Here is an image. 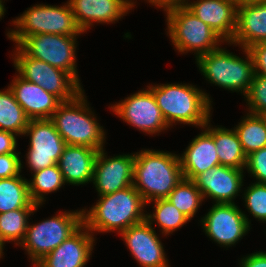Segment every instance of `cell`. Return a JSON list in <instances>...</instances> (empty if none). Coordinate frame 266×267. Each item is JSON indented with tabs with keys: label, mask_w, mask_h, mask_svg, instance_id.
<instances>
[{
	"label": "cell",
	"mask_w": 266,
	"mask_h": 267,
	"mask_svg": "<svg viewBox=\"0 0 266 267\" xmlns=\"http://www.w3.org/2000/svg\"><path fill=\"white\" fill-rule=\"evenodd\" d=\"M89 210H83V224L93 235L95 232L122 233L132 225L146 220V202L140 193L129 186L112 194L99 196Z\"/></svg>",
	"instance_id": "cell-1"
},
{
	"label": "cell",
	"mask_w": 266,
	"mask_h": 267,
	"mask_svg": "<svg viewBox=\"0 0 266 267\" xmlns=\"http://www.w3.org/2000/svg\"><path fill=\"white\" fill-rule=\"evenodd\" d=\"M182 179L179 155L154 149L135 153L133 186L146 204L167 198Z\"/></svg>",
	"instance_id": "cell-2"
},
{
	"label": "cell",
	"mask_w": 266,
	"mask_h": 267,
	"mask_svg": "<svg viewBox=\"0 0 266 267\" xmlns=\"http://www.w3.org/2000/svg\"><path fill=\"white\" fill-rule=\"evenodd\" d=\"M153 93L161 114L170 127L183 123L201 129L211 120L212 102L204 90L193 84L167 83L147 86Z\"/></svg>",
	"instance_id": "cell-3"
},
{
	"label": "cell",
	"mask_w": 266,
	"mask_h": 267,
	"mask_svg": "<svg viewBox=\"0 0 266 267\" xmlns=\"http://www.w3.org/2000/svg\"><path fill=\"white\" fill-rule=\"evenodd\" d=\"M86 99L83 90L72 100L61 102L50 120L67 145L101 150L106 133Z\"/></svg>",
	"instance_id": "cell-4"
},
{
	"label": "cell",
	"mask_w": 266,
	"mask_h": 267,
	"mask_svg": "<svg viewBox=\"0 0 266 267\" xmlns=\"http://www.w3.org/2000/svg\"><path fill=\"white\" fill-rule=\"evenodd\" d=\"M167 21V35L175 49L183 53L194 52L197 59L216 50L225 41L206 23L196 17L183 4H174L163 9Z\"/></svg>",
	"instance_id": "cell-5"
},
{
	"label": "cell",
	"mask_w": 266,
	"mask_h": 267,
	"mask_svg": "<svg viewBox=\"0 0 266 267\" xmlns=\"http://www.w3.org/2000/svg\"><path fill=\"white\" fill-rule=\"evenodd\" d=\"M221 46L196 60L204 78L215 86L232 92L247 94L254 77V63L248 49L241 48L246 58H240Z\"/></svg>",
	"instance_id": "cell-6"
},
{
	"label": "cell",
	"mask_w": 266,
	"mask_h": 267,
	"mask_svg": "<svg viewBox=\"0 0 266 267\" xmlns=\"http://www.w3.org/2000/svg\"><path fill=\"white\" fill-rule=\"evenodd\" d=\"M15 29L6 34L18 45L25 37L37 34H58L78 36L83 31L76 23L71 7L67 3L62 6L38 4L23 12L12 20Z\"/></svg>",
	"instance_id": "cell-7"
},
{
	"label": "cell",
	"mask_w": 266,
	"mask_h": 267,
	"mask_svg": "<svg viewBox=\"0 0 266 267\" xmlns=\"http://www.w3.org/2000/svg\"><path fill=\"white\" fill-rule=\"evenodd\" d=\"M83 224V210L59 212L49 219L27 225L20 247L27 251L33 267L47 254L57 248L65 239Z\"/></svg>",
	"instance_id": "cell-8"
},
{
	"label": "cell",
	"mask_w": 266,
	"mask_h": 267,
	"mask_svg": "<svg viewBox=\"0 0 266 267\" xmlns=\"http://www.w3.org/2000/svg\"><path fill=\"white\" fill-rule=\"evenodd\" d=\"M14 67L20 77L40 85L48 93L55 95L61 102L72 100L83 86L70 73L51 66L50 64L26 55L15 46Z\"/></svg>",
	"instance_id": "cell-9"
},
{
	"label": "cell",
	"mask_w": 266,
	"mask_h": 267,
	"mask_svg": "<svg viewBox=\"0 0 266 267\" xmlns=\"http://www.w3.org/2000/svg\"><path fill=\"white\" fill-rule=\"evenodd\" d=\"M76 40L77 36L37 34L25 37L17 46L26 55L70 73L79 82Z\"/></svg>",
	"instance_id": "cell-10"
},
{
	"label": "cell",
	"mask_w": 266,
	"mask_h": 267,
	"mask_svg": "<svg viewBox=\"0 0 266 267\" xmlns=\"http://www.w3.org/2000/svg\"><path fill=\"white\" fill-rule=\"evenodd\" d=\"M203 232L221 247H232L250 230V220L234 204L216 203L200 220Z\"/></svg>",
	"instance_id": "cell-11"
},
{
	"label": "cell",
	"mask_w": 266,
	"mask_h": 267,
	"mask_svg": "<svg viewBox=\"0 0 266 267\" xmlns=\"http://www.w3.org/2000/svg\"><path fill=\"white\" fill-rule=\"evenodd\" d=\"M23 135L30 137L26 164L33 172L56 165L67 145L50 119L30 120Z\"/></svg>",
	"instance_id": "cell-12"
},
{
	"label": "cell",
	"mask_w": 266,
	"mask_h": 267,
	"mask_svg": "<svg viewBox=\"0 0 266 267\" xmlns=\"http://www.w3.org/2000/svg\"><path fill=\"white\" fill-rule=\"evenodd\" d=\"M110 106L123 122L145 134H158L170 128L164 120L152 91L147 87Z\"/></svg>",
	"instance_id": "cell-13"
},
{
	"label": "cell",
	"mask_w": 266,
	"mask_h": 267,
	"mask_svg": "<svg viewBox=\"0 0 266 267\" xmlns=\"http://www.w3.org/2000/svg\"><path fill=\"white\" fill-rule=\"evenodd\" d=\"M105 148L97 155L92 182L98 196L112 194L133 185L135 153L107 158Z\"/></svg>",
	"instance_id": "cell-14"
},
{
	"label": "cell",
	"mask_w": 266,
	"mask_h": 267,
	"mask_svg": "<svg viewBox=\"0 0 266 267\" xmlns=\"http://www.w3.org/2000/svg\"><path fill=\"white\" fill-rule=\"evenodd\" d=\"M153 229L144 220L130 226L120 236L140 267H169L163 244Z\"/></svg>",
	"instance_id": "cell-15"
},
{
	"label": "cell",
	"mask_w": 266,
	"mask_h": 267,
	"mask_svg": "<svg viewBox=\"0 0 266 267\" xmlns=\"http://www.w3.org/2000/svg\"><path fill=\"white\" fill-rule=\"evenodd\" d=\"M243 173L244 170L219 165L197 175L192 181L204 199H213L214 204H234L243 186Z\"/></svg>",
	"instance_id": "cell-16"
},
{
	"label": "cell",
	"mask_w": 266,
	"mask_h": 267,
	"mask_svg": "<svg viewBox=\"0 0 266 267\" xmlns=\"http://www.w3.org/2000/svg\"><path fill=\"white\" fill-rule=\"evenodd\" d=\"M95 238L82 224L34 267H84L92 255Z\"/></svg>",
	"instance_id": "cell-17"
},
{
	"label": "cell",
	"mask_w": 266,
	"mask_h": 267,
	"mask_svg": "<svg viewBox=\"0 0 266 267\" xmlns=\"http://www.w3.org/2000/svg\"><path fill=\"white\" fill-rule=\"evenodd\" d=\"M68 3L83 33L95 22L116 23L135 6L134 0H68Z\"/></svg>",
	"instance_id": "cell-18"
},
{
	"label": "cell",
	"mask_w": 266,
	"mask_h": 267,
	"mask_svg": "<svg viewBox=\"0 0 266 267\" xmlns=\"http://www.w3.org/2000/svg\"><path fill=\"white\" fill-rule=\"evenodd\" d=\"M184 0L183 5L209 25L226 43L236 29L237 4L233 0Z\"/></svg>",
	"instance_id": "cell-19"
},
{
	"label": "cell",
	"mask_w": 266,
	"mask_h": 267,
	"mask_svg": "<svg viewBox=\"0 0 266 267\" xmlns=\"http://www.w3.org/2000/svg\"><path fill=\"white\" fill-rule=\"evenodd\" d=\"M9 88L30 120L50 119L61 103L55 95L19 75L14 77Z\"/></svg>",
	"instance_id": "cell-20"
},
{
	"label": "cell",
	"mask_w": 266,
	"mask_h": 267,
	"mask_svg": "<svg viewBox=\"0 0 266 267\" xmlns=\"http://www.w3.org/2000/svg\"><path fill=\"white\" fill-rule=\"evenodd\" d=\"M266 42V1L237 6L236 29L228 44L248 49Z\"/></svg>",
	"instance_id": "cell-21"
},
{
	"label": "cell",
	"mask_w": 266,
	"mask_h": 267,
	"mask_svg": "<svg viewBox=\"0 0 266 267\" xmlns=\"http://www.w3.org/2000/svg\"><path fill=\"white\" fill-rule=\"evenodd\" d=\"M98 153L99 150L87 146L66 145L57 163L65 183H91Z\"/></svg>",
	"instance_id": "cell-22"
},
{
	"label": "cell",
	"mask_w": 266,
	"mask_h": 267,
	"mask_svg": "<svg viewBox=\"0 0 266 267\" xmlns=\"http://www.w3.org/2000/svg\"><path fill=\"white\" fill-rule=\"evenodd\" d=\"M203 130L190 142L183 154L179 155L185 179L193 180L197 175L220 165L214 139Z\"/></svg>",
	"instance_id": "cell-23"
},
{
	"label": "cell",
	"mask_w": 266,
	"mask_h": 267,
	"mask_svg": "<svg viewBox=\"0 0 266 267\" xmlns=\"http://www.w3.org/2000/svg\"><path fill=\"white\" fill-rule=\"evenodd\" d=\"M210 120L203 127L214 139L219 164L244 170L247 156L234 129L210 126Z\"/></svg>",
	"instance_id": "cell-24"
},
{
	"label": "cell",
	"mask_w": 266,
	"mask_h": 267,
	"mask_svg": "<svg viewBox=\"0 0 266 267\" xmlns=\"http://www.w3.org/2000/svg\"><path fill=\"white\" fill-rule=\"evenodd\" d=\"M36 206L29 195L28 181L22 175L0 179V213Z\"/></svg>",
	"instance_id": "cell-25"
},
{
	"label": "cell",
	"mask_w": 266,
	"mask_h": 267,
	"mask_svg": "<svg viewBox=\"0 0 266 267\" xmlns=\"http://www.w3.org/2000/svg\"><path fill=\"white\" fill-rule=\"evenodd\" d=\"M233 129L246 156L266 146V116L247 113Z\"/></svg>",
	"instance_id": "cell-26"
},
{
	"label": "cell",
	"mask_w": 266,
	"mask_h": 267,
	"mask_svg": "<svg viewBox=\"0 0 266 267\" xmlns=\"http://www.w3.org/2000/svg\"><path fill=\"white\" fill-rule=\"evenodd\" d=\"M29 121L30 119L16 101L9 86L5 90H0V130L21 136L24 134Z\"/></svg>",
	"instance_id": "cell-27"
},
{
	"label": "cell",
	"mask_w": 266,
	"mask_h": 267,
	"mask_svg": "<svg viewBox=\"0 0 266 267\" xmlns=\"http://www.w3.org/2000/svg\"><path fill=\"white\" fill-rule=\"evenodd\" d=\"M31 173H34L33 178L27 180L29 195L36 205H43L46 194L56 192L66 184L58 164Z\"/></svg>",
	"instance_id": "cell-28"
},
{
	"label": "cell",
	"mask_w": 266,
	"mask_h": 267,
	"mask_svg": "<svg viewBox=\"0 0 266 267\" xmlns=\"http://www.w3.org/2000/svg\"><path fill=\"white\" fill-rule=\"evenodd\" d=\"M153 202L152 208H155L153 213L146 214V221L151 225L157 222L162 234L170 235L180 227H183L190 219L178 210L167 198L157 199Z\"/></svg>",
	"instance_id": "cell-29"
},
{
	"label": "cell",
	"mask_w": 266,
	"mask_h": 267,
	"mask_svg": "<svg viewBox=\"0 0 266 267\" xmlns=\"http://www.w3.org/2000/svg\"><path fill=\"white\" fill-rule=\"evenodd\" d=\"M39 207L40 205H37L36 208H20L0 213V237L2 241L4 243L14 241V244L19 246L24 240L29 217Z\"/></svg>",
	"instance_id": "cell-30"
},
{
	"label": "cell",
	"mask_w": 266,
	"mask_h": 267,
	"mask_svg": "<svg viewBox=\"0 0 266 267\" xmlns=\"http://www.w3.org/2000/svg\"><path fill=\"white\" fill-rule=\"evenodd\" d=\"M167 199L190 220L194 218L204 198L192 180L182 179Z\"/></svg>",
	"instance_id": "cell-31"
},
{
	"label": "cell",
	"mask_w": 266,
	"mask_h": 267,
	"mask_svg": "<svg viewBox=\"0 0 266 267\" xmlns=\"http://www.w3.org/2000/svg\"><path fill=\"white\" fill-rule=\"evenodd\" d=\"M242 196L248 212L258 221L266 223V184L254 182Z\"/></svg>",
	"instance_id": "cell-32"
},
{
	"label": "cell",
	"mask_w": 266,
	"mask_h": 267,
	"mask_svg": "<svg viewBox=\"0 0 266 267\" xmlns=\"http://www.w3.org/2000/svg\"><path fill=\"white\" fill-rule=\"evenodd\" d=\"M244 98L248 105V113L266 116V76L254 74Z\"/></svg>",
	"instance_id": "cell-33"
},
{
	"label": "cell",
	"mask_w": 266,
	"mask_h": 267,
	"mask_svg": "<svg viewBox=\"0 0 266 267\" xmlns=\"http://www.w3.org/2000/svg\"><path fill=\"white\" fill-rule=\"evenodd\" d=\"M245 170L256 179V182L266 184V146L247 156Z\"/></svg>",
	"instance_id": "cell-34"
},
{
	"label": "cell",
	"mask_w": 266,
	"mask_h": 267,
	"mask_svg": "<svg viewBox=\"0 0 266 267\" xmlns=\"http://www.w3.org/2000/svg\"><path fill=\"white\" fill-rule=\"evenodd\" d=\"M21 153H8L0 155V179L19 176L23 169Z\"/></svg>",
	"instance_id": "cell-35"
},
{
	"label": "cell",
	"mask_w": 266,
	"mask_h": 267,
	"mask_svg": "<svg viewBox=\"0 0 266 267\" xmlns=\"http://www.w3.org/2000/svg\"><path fill=\"white\" fill-rule=\"evenodd\" d=\"M254 63V72L266 76V42H260L248 48Z\"/></svg>",
	"instance_id": "cell-36"
},
{
	"label": "cell",
	"mask_w": 266,
	"mask_h": 267,
	"mask_svg": "<svg viewBox=\"0 0 266 267\" xmlns=\"http://www.w3.org/2000/svg\"><path fill=\"white\" fill-rule=\"evenodd\" d=\"M17 135L12 132L0 130V155L8 153H21L17 151Z\"/></svg>",
	"instance_id": "cell-37"
},
{
	"label": "cell",
	"mask_w": 266,
	"mask_h": 267,
	"mask_svg": "<svg viewBox=\"0 0 266 267\" xmlns=\"http://www.w3.org/2000/svg\"><path fill=\"white\" fill-rule=\"evenodd\" d=\"M240 267H266V252L258 251L241 258Z\"/></svg>",
	"instance_id": "cell-38"
},
{
	"label": "cell",
	"mask_w": 266,
	"mask_h": 267,
	"mask_svg": "<svg viewBox=\"0 0 266 267\" xmlns=\"http://www.w3.org/2000/svg\"><path fill=\"white\" fill-rule=\"evenodd\" d=\"M148 3H150L153 6H156L158 8H165L170 5L174 4H183L184 0H146Z\"/></svg>",
	"instance_id": "cell-39"
},
{
	"label": "cell",
	"mask_w": 266,
	"mask_h": 267,
	"mask_svg": "<svg viewBox=\"0 0 266 267\" xmlns=\"http://www.w3.org/2000/svg\"><path fill=\"white\" fill-rule=\"evenodd\" d=\"M237 5L244 4V3H252V2H263L266 0H233Z\"/></svg>",
	"instance_id": "cell-40"
},
{
	"label": "cell",
	"mask_w": 266,
	"mask_h": 267,
	"mask_svg": "<svg viewBox=\"0 0 266 267\" xmlns=\"http://www.w3.org/2000/svg\"><path fill=\"white\" fill-rule=\"evenodd\" d=\"M3 0H0V19H2V17H4V14H5V7H4V4H3Z\"/></svg>",
	"instance_id": "cell-41"
},
{
	"label": "cell",
	"mask_w": 266,
	"mask_h": 267,
	"mask_svg": "<svg viewBox=\"0 0 266 267\" xmlns=\"http://www.w3.org/2000/svg\"><path fill=\"white\" fill-rule=\"evenodd\" d=\"M4 247H5V244H4V242L2 241V239H1V237H0V258H2L3 257V250H4Z\"/></svg>",
	"instance_id": "cell-42"
}]
</instances>
